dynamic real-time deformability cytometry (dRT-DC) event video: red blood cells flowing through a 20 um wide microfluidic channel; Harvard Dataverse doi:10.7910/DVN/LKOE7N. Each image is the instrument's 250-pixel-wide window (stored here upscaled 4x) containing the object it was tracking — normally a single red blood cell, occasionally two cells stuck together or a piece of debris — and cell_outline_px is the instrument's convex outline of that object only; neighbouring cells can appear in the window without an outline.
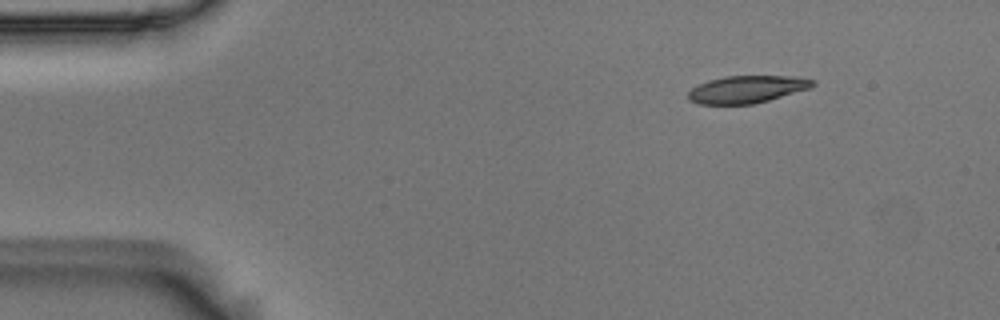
{"species": "Egyptian fruit bat (a non-hibernating species)", "species_latin": "Rousettus aegyptiacus", "temperature_condition": "room temperature", "stored_images_in_passage": 6, "camera_frame_rate_fps": 3000, "um_per_image_px": 0.085, "animal": {"sex": "male"}, "frame": {"image": 1, "passage_image": 6, "time_ms": 1.667, "image_size_px": [1000, 320], "cell_outline_px": [[816, 84], [812, 88], [768, 100], [752, 104], [700, 104], [688, 100], [688, 92], [692, 88], [708, 80], [724, 76], [788, 76], [816, 80]], "centroid_in_image_um": [63.5, 7.59], "position_along_channel_um": 21.5, "area_um2": 19.83}}